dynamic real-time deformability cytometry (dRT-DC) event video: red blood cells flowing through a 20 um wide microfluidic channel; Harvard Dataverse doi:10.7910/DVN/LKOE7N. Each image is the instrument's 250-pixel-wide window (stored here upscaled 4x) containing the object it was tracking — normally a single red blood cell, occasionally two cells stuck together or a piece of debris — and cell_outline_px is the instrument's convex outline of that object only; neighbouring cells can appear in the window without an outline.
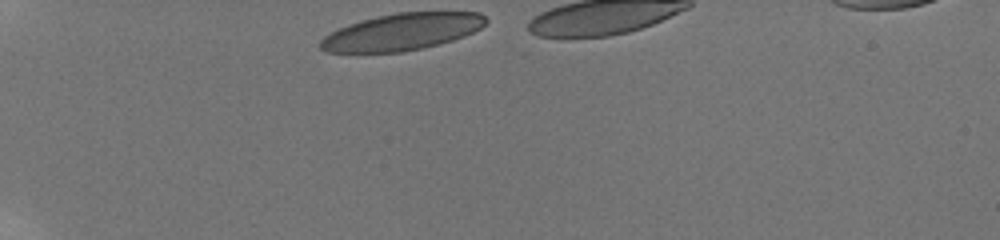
{"species": "human", "species_latin": "Homo sapiens", "temperature_condition": "room temperature", "stored_images_in_passage": 13, "camera_frame_rate_fps": 3000, "um_per_image_px": 0.085, "donor": {"sex": "male"}, "frame": {"image": 1, "passage_image": 1, "time_ms": 0.0, "image_size_px": [1000, 240], "cell_outline_px": [[488, 20], [480, 28], [464, 36], [440, 44], [400, 52], [324, 52], [320, 48], [320, 40], [324, 36], [348, 24], [376, 16], [396, 12], [480, 12]], "centroid_in_image_um": [34.16, 2.7], "position_along_channel_um": 50.8, "area_um2": 35.32}}